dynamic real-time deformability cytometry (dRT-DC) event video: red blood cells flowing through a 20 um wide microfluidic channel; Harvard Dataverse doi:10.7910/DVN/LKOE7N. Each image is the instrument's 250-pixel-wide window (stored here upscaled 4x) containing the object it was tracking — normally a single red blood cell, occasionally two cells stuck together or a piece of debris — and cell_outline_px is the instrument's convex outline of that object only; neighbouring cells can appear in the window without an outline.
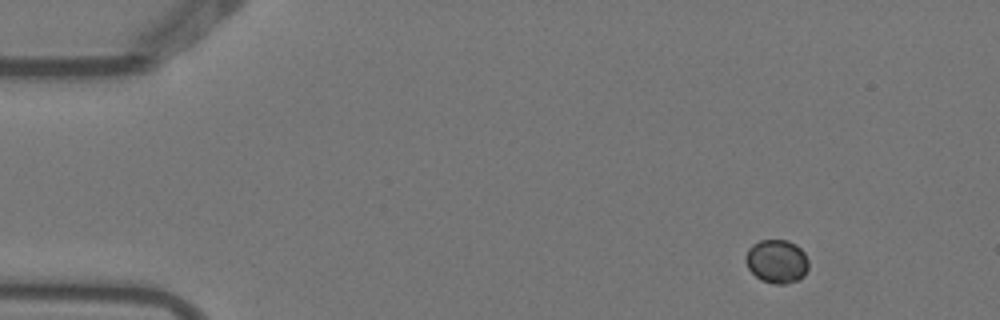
{"species": "Egyptian fruit bat (a non-hibernating species)", "species_latin": "Rousettus aegyptiacus", "temperature_condition": "warm", "stored_images_in_passage": 4, "camera_frame_rate_fps": 3000, "um_per_image_px": 0.085, "animal": {"sex": "female"}, "frame": {"image": 1, "passage_image": 1, "time_ms": 0.0, "image_size_px": [1000, 320], "cell_outline_px": [[808, 268], [804, 276], [796, 280], [784, 284], [776, 284], [760, 280], [748, 268], [744, 260], [748, 248], [752, 244], [760, 240], [788, 240], [796, 244], [804, 252], [808, 260]], "centroid_in_image_um": [66.01, 22.2], "position_along_channel_um": 19.0, "area_um2": 16.07}}